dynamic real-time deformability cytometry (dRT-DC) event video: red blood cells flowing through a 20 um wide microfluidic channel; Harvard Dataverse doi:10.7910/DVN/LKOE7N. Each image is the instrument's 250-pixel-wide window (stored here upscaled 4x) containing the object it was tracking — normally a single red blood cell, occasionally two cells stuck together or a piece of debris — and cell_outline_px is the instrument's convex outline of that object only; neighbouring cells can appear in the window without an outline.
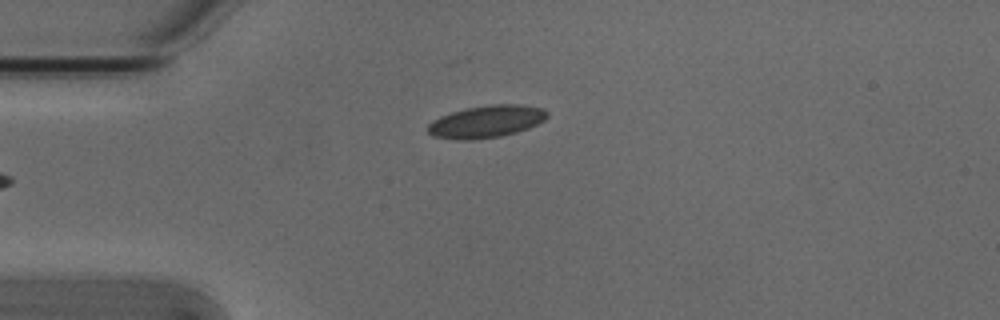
{"species": "Egyptian fruit bat (a non-hibernating species)", "species_latin": "Rousettus aegyptiacus", "temperature_condition": "cold", "stored_images_in_passage": 4, "camera_frame_rate_fps": 3000, "um_per_image_px": 0.085, "animal": {"sex": "male"}, "frame": {"image": 1, "passage_image": 2, "time_ms": 0.333, "image_size_px": [1000, 320], "cell_outline_px": [[548, 116], [544, 120], [528, 128], [516, 132], [500, 136], [472, 140], [460, 140], [432, 136], [428, 132], [428, 124], [432, 120], [440, 116], [452, 112], [468, 108], [492, 104], [520, 104], [544, 108], [548, 112]], "centroid_in_image_um": [41.34, 10.33], "position_along_channel_um": 43.7, "area_um2": 22.43}}
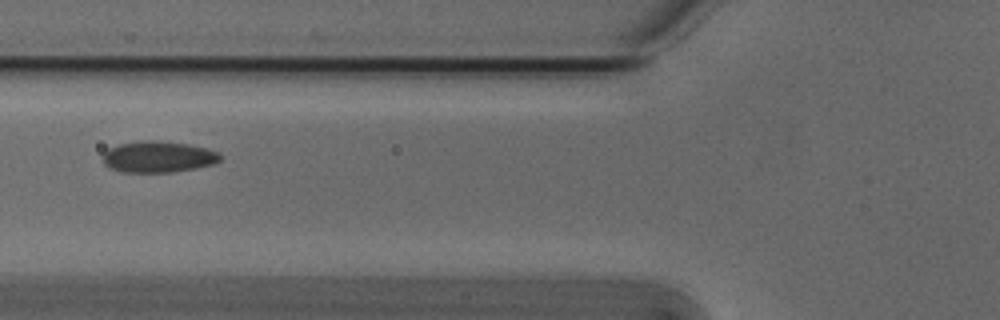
{"frame": {"image": 2, "passage_image": 4, "time_ms": 1.0, "image_size_px": [1000, 320], "cell_outline_px": [[224, 156], [220, 160], [212, 164], [196, 168], [172, 172], [124, 172], [108, 168], [104, 164], [104, 152], [108, 148], [120, 144], [140, 140], [152, 140], [188, 144], [220, 152]], "centroid_in_image_um": [13.45, 13.33], "position_along_channel_um": 112.3, "area_um2": 21.44}}